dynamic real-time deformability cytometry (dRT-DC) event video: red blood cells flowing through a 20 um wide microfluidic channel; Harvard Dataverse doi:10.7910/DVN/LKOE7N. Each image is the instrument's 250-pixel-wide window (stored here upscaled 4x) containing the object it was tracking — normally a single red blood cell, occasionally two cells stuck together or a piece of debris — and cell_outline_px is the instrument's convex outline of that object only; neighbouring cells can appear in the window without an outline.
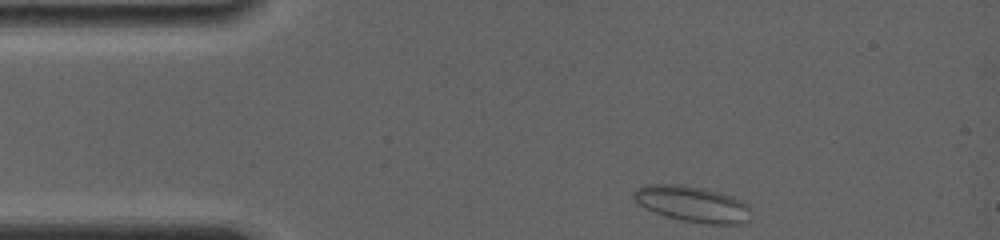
{"species": "common noctule bat (a hibernating species)", "species_latin": "Nyctalus noctula", "temperature_condition": "room temperature", "stored_images_in_passage": 11, "camera_frame_rate_fps": 4000, "um_per_image_px": 0.085, "animal": {"sex": "female", "body_mass_g": 19.0, "forearm_length_mm": 56.7}, "frame": {"image": 1, "passage_image": 1, "time_ms": 0.0, "image_size_px": [1000, 240], "cell_outline_px": [[748, 208], [740, 224], [708, 224], [684, 220], [668, 216], [644, 208], [632, 196], [632, 192], [636, 188], [644, 184], [684, 184], [704, 188], [720, 192], [732, 196], [740, 200]], "centroid_in_image_um": [58.73, 17.29], "position_along_channel_um": 26.3, "area_um2": 23.93}}
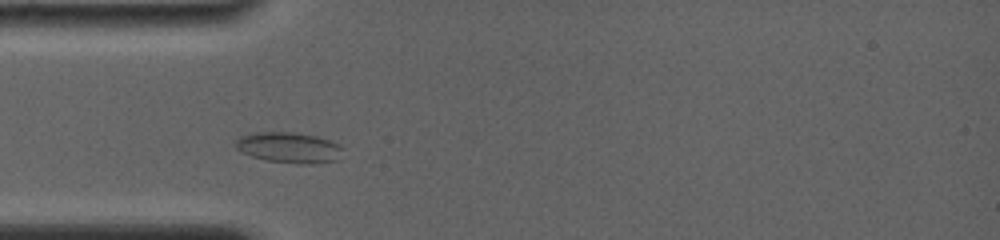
{"frame": {"image": 2, "passage_image": 10, "time_ms": 2.25, "image_size_px": [1000, 240], "cell_outline_px": [[344, 148], [340, 160], [312, 164], [300, 164], [268, 160], [252, 156], [240, 152], [236, 148], [236, 140], [240, 136], [264, 132], [292, 132], [316, 136], [340, 144]], "centroid_in_image_um": [24.63, 12.56], "position_along_channel_um": 60.4, "area_um2": 19.19}}